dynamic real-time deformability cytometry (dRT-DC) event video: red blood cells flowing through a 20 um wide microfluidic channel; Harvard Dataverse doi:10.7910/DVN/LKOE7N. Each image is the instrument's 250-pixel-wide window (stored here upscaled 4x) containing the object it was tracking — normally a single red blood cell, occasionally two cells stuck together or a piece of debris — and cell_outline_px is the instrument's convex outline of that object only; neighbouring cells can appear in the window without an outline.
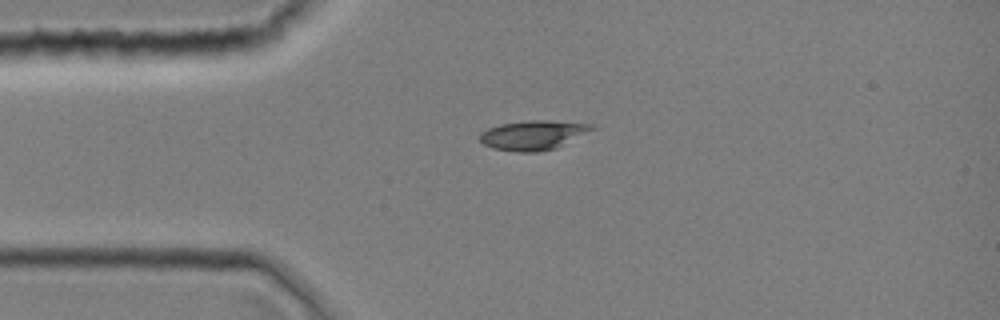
{"species": "common noctule bat (a hibernating species)", "species_latin": "Nyctalus noctula", "temperature_condition": "room temperature", "stored_images_in_passage": 1, "camera_frame_rate_fps": 3000, "um_per_image_px": 0.085, "animal": {"sex": "female", "body_mass_g": 19.0, "forearm_length_mm": 51.5}, "frame": {"image": 1, "passage_image": 1, "time_ms": 0.0, "image_size_px": [1000, 320], "cell_outline_px": [[600, 128], [556, 148], [536, 152], [516, 152], [492, 148], [484, 144], [480, 140], [480, 132], [488, 128], [500, 124], [532, 120], [544, 120], [592, 124]], "centroid_in_image_um": [45.37, 11.48], "position_along_channel_um": 39.6, "area_um2": 19.42}}